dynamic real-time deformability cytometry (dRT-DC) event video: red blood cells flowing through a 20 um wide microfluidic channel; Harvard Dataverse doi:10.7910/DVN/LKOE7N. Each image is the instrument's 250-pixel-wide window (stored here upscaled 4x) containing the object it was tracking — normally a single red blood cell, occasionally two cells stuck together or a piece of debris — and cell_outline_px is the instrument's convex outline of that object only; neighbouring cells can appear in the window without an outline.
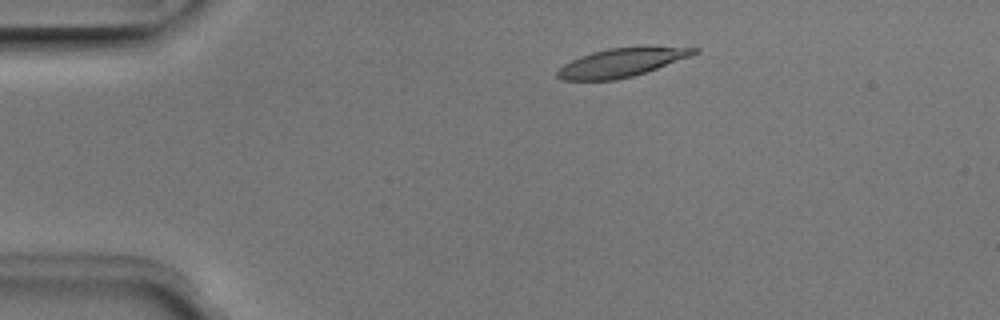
{"species": "Egyptian fruit bat (a non-hibernating species)", "species_latin": "Rousettus aegyptiacus", "temperature_condition": "room temperature", "stored_images_in_passage": 3, "camera_frame_rate_fps": 3000, "um_per_image_px": 0.085, "animal": {"sex": "male"}, "frame": {"image": 1, "passage_image": 2, "time_ms": 0.333, "image_size_px": [1000, 320], "cell_outline_px": [[700, 52], [656, 68], [632, 76], [616, 80], [564, 80], [556, 76], [556, 72], [564, 64], [580, 56], [592, 52], [608, 48], [700, 48]], "centroid_in_image_um": [52.74, 5.34], "position_along_channel_um": 32.3, "area_um2": 21.91}}